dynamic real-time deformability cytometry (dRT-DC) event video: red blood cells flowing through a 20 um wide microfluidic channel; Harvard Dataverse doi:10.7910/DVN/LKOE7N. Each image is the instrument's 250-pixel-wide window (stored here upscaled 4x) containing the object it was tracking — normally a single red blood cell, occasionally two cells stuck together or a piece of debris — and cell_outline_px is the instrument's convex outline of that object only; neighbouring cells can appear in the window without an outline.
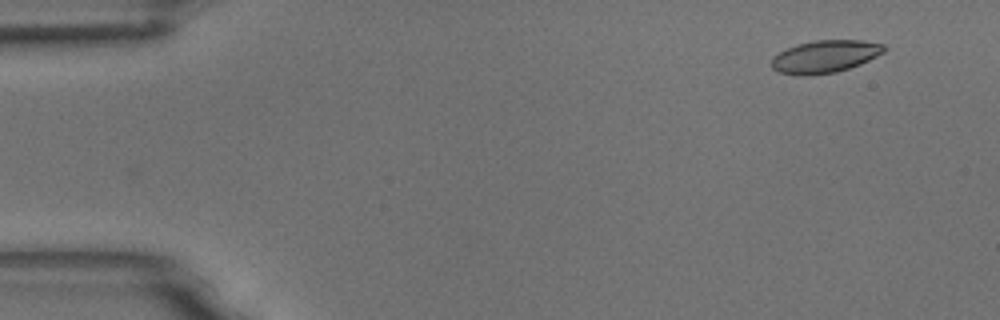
{"species": "common noctule bat (a hibernating species)", "species_latin": "Nyctalus noctula", "temperature_condition": "room temperature", "stored_images_in_passage": 43, "camera_frame_rate_fps": 3000, "um_per_image_px": 0.085, "animal": {"sex": "male", "body_mass_g": 18.8}, "frame": {"image": 1, "passage_image": 4, "time_ms": 1.0, "image_size_px": [1000, 320], "cell_outline_px": [[888, 48], [884, 52], [860, 64], [836, 72], [808, 76], [796, 76], [776, 72], [772, 68], [772, 56], [796, 44], [816, 40], [860, 40], [884, 44]], "centroid_in_image_um": [70.1, 4.81], "position_along_channel_um": 14.9, "area_um2": 21.5}}
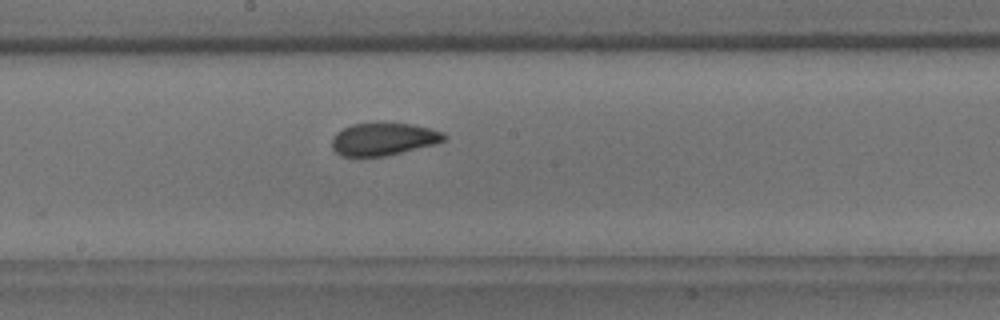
{"frame": {"image": 2, "passage_image": 29, "time_ms": 9.333, "image_size_px": [1000, 320], "cell_outline_px": [[448, 136], [444, 140], [436, 144], [384, 156], [340, 156], [332, 148], [332, 136], [336, 132], [352, 124], [412, 124], [444, 132]], "centroid_in_image_um": [32.59, 11.83], "position_along_channel_um": 215.6, "area_um2": 21.04}}
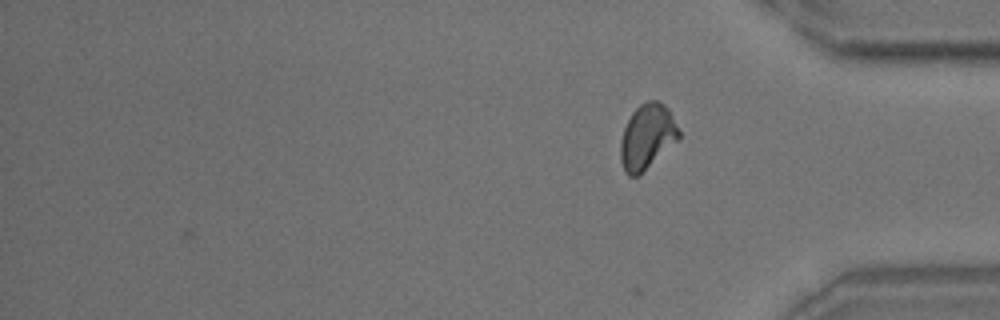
{"frame": {"image": 3, "passage_image": 43, "time_ms": 14.0, "image_size_px": [1000, 320], "cell_outline_px": [[680, 136], [676, 140], [636, 176], [628, 176], [624, 172], [620, 160], [620, 144], [624, 128], [632, 112], [640, 104], [648, 100], [656, 100], [664, 104], [668, 108], [680, 132]], "centroid_in_image_um": [54.97, 11.58], "position_along_channel_um": 380.2, "area_um2": 21.5}, "authors_computed_cell_mechanics": {"area_um2": 21.5594, "velocity_mm_per_s": 3.695, "shape_relaxation_time_tau1_ms": 5.208, "shape_relaxation_time_tau2_ms": 1.2147, "deformation_change_tau1": 0.1483, "deformation_change_tau2": 0.0578}}